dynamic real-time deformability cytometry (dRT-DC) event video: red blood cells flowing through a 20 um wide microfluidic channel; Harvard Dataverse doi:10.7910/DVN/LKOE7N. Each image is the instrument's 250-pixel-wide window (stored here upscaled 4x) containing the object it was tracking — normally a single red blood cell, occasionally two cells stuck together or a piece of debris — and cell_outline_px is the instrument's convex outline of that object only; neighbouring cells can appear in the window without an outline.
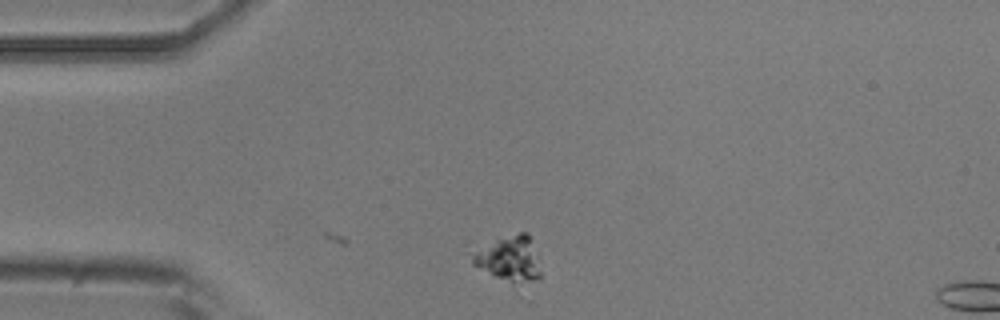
{"species": "common noctule bat (a hibernating species)", "species_latin": "Nyctalus noctula", "temperature_condition": "room temperature", "stored_images_in_passage": 4, "camera_frame_rate_fps": 3000, "um_per_image_px": 0.085, "animal": {"sex": "male", "body_mass_g": 20.5, "forearm_length_mm": 52.5}, "frame": {"image": 1, "passage_image": 2, "time_ms": 1.0, "image_size_px": [1000, 320], "cell_outline_px": [[540, 276], [520, 296], [472, 264], [472, 256], [476, 252], [496, 240], [520, 232], [528, 232], [540, 272]], "centroid_in_image_um": [43.33, 22.27], "position_along_channel_um": 41.7, "area_um2": 19.36}}
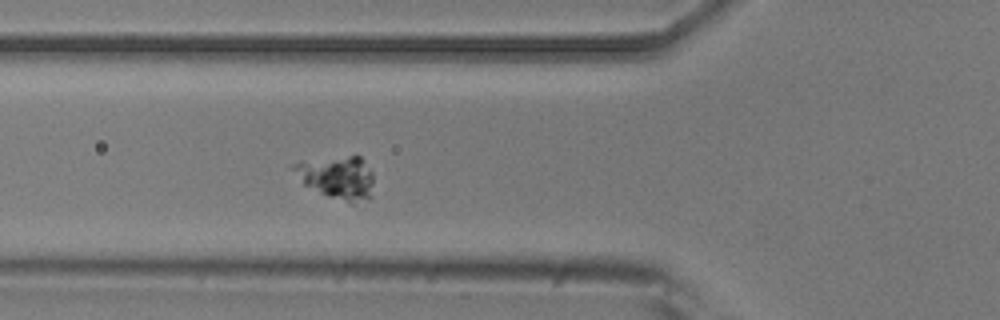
{"frame": {"image": 2, "passage_image": 4, "time_ms": 3.333, "image_size_px": [1000, 320], "cell_outline_px": [[372, 184], [368, 200], [352, 204], [328, 196], [304, 184], [292, 168], [292, 164], [348, 156], [360, 156], [372, 172]], "centroid_in_image_um": [28.72, 15.11], "position_along_channel_um": 97.1, "area_um2": 19.31}}